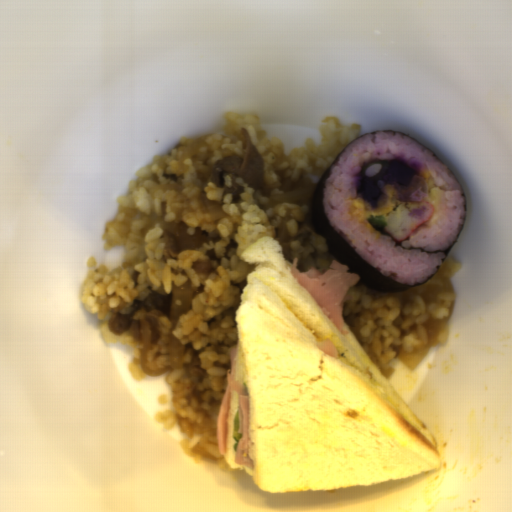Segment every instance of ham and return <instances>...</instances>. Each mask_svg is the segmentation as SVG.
I'll list each match as a JSON object with an SVG mask.
<instances>
[{"label": "ham", "instance_id": "37f43c06", "mask_svg": "<svg viewBox=\"0 0 512 512\" xmlns=\"http://www.w3.org/2000/svg\"><path fill=\"white\" fill-rule=\"evenodd\" d=\"M298 258L294 257L291 273L306 290L341 336L347 334L344 320V302L350 288L360 281V275L347 272L349 266L333 260L325 272L311 266L306 273L297 270Z\"/></svg>", "mask_w": 512, "mask_h": 512}, {"label": "ham", "instance_id": "09b19980", "mask_svg": "<svg viewBox=\"0 0 512 512\" xmlns=\"http://www.w3.org/2000/svg\"><path fill=\"white\" fill-rule=\"evenodd\" d=\"M229 357L231 365L227 369V386L225 395L221 402L216 424L218 451L219 454L223 456L228 455L229 453L228 430L231 400L232 393H237L239 396L238 432L241 434V437L239 439L237 449L235 450V462L239 466H245L246 468L252 469L255 468V463L251 457L249 444L250 397L244 384L239 380V348L237 346H233L230 349Z\"/></svg>", "mask_w": 512, "mask_h": 512}, {"label": "ham", "instance_id": "d13d27c6", "mask_svg": "<svg viewBox=\"0 0 512 512\" xmlns=\"http://www.w3.org/2000/svg\"><path fill=\"white\" fill-rule=\"evenodd\" d=\"M316 347L318 348L319 351H321L325 355H328V356H331L334 358H338V359L340 357L335 344L329 338H325V339L319 341L318 343H316Z\"/></svg>", "mask_w": 512, "mask_h": 512}]
</instances>
